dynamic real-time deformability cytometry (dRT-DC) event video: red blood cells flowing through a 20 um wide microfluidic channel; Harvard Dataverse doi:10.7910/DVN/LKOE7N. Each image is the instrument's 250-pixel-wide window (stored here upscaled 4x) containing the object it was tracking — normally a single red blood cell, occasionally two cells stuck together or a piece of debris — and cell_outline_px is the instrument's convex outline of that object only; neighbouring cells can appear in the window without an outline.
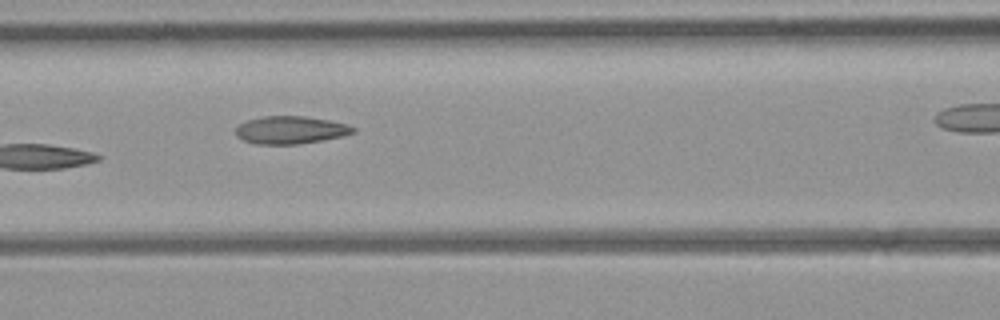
{"species": "common noctule bat (a hibernating species)", "species_latin": "Nyctalus noctula", "temperature_condition": "room temperature", "stored_images_in_passage": 8, "camera_frame_rate_fps": 3000, "um_per_image_px": 0.085, "animal": {"sex": "female", "body_mass_g": 21.9}, "frame": {"image": 1, "passage_image": 6, "time_ms": 6.667, "image_size_px": [1000, 320], "cell_outline_px": [[356, 132], [344, 136], [296, 144], [256, 144], [244, 140], [236, 136], [236, 128], [240, 124], [248, 120], [264, 116], [304, 116], [328, 120], [348, 124], [356, 128]], "centroid_in_image_um": [24.72, 11.04], "position_along_channel_um": 141.9, "area_um2": 18.84}}
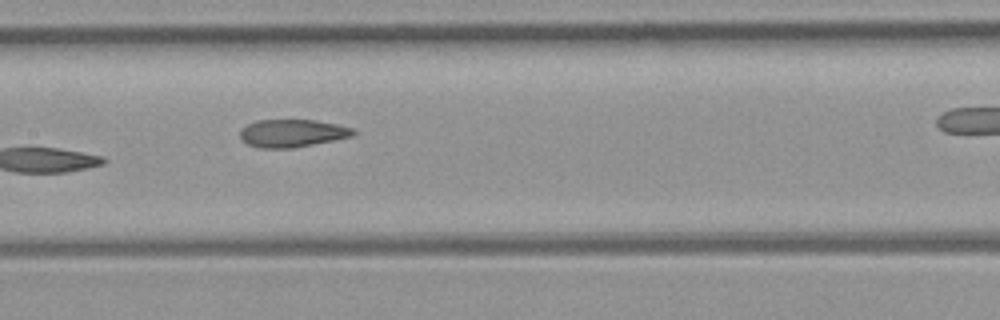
{"frame": {"image": 2, "passage_image": 7, "time_ms": 7.667, "image_size_px": [1000, 320], "cell_outline_px": [[356, 132], [352, 136], [292, 148], [260, 148], [248, 144], [240, 140], [240, 128], [256, 120], [316, 120], [356, 128]], "centroid_in_image_um": [24.81, 11.31], "position_along_channel_um": 182.6, "area_um2": 18.32}}